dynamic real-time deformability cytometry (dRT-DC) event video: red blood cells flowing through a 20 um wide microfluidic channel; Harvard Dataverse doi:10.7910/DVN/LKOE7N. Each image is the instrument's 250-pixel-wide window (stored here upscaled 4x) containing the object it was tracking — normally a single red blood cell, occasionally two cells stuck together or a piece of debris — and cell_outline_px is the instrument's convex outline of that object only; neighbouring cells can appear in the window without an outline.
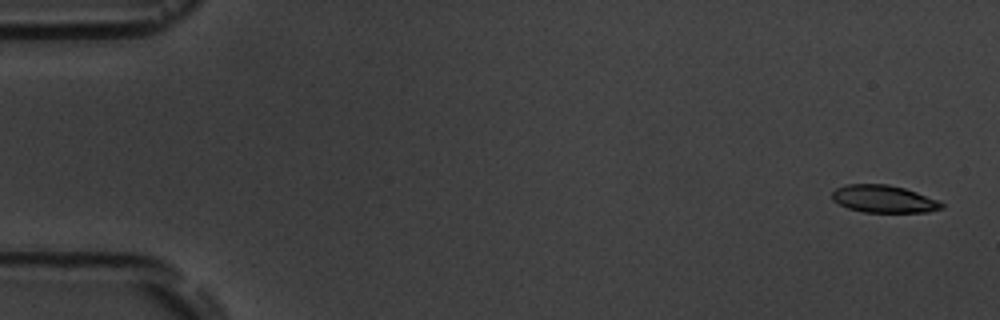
{"species": "common noctule bat (a hibernating species)", "species_latin": "Nyctalus noctula", "temperature_condition": "room temperature", "stored_images_in_passage": 6, "camera_frame_rate_fps": 3000, "um_per_image_px": 0.085, "animal": {"sex": "male", "body_mass_g": 19.5, "forearm_length_mm": 54.6}, "frame": {"image": 1, "passage_image": 1, "time_ms": 0.0, "image_size_px": [1000, 320], "cell_outline_px": [[944, 208], [928, 212], [864, 212], [848, 208], [832, 200], [832, 192], [836, 188], [848, 184], [888, 184], [904, 188], [940, 200], [944, 204]], "centroid_in_image_um": [75.15, 16.91], "position_along_channel_um": 9.9, "area_um2": 17.57}}